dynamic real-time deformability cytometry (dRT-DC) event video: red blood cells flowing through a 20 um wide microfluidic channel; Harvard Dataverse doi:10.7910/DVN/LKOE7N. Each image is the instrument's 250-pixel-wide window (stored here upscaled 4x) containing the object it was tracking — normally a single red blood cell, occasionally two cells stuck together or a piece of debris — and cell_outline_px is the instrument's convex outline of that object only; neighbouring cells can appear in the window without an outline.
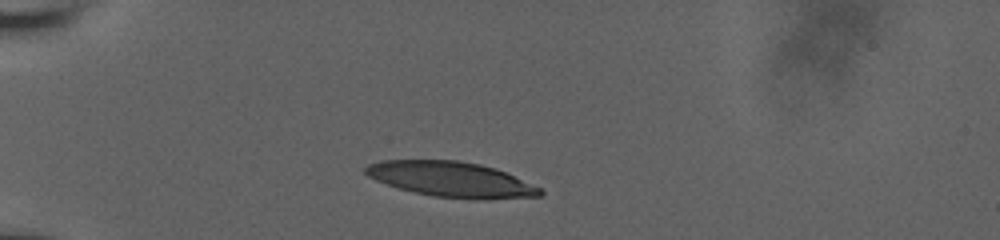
{"species": "human", "species_latin": "Homo sapiens", "temperature_condition": "room temperature", "stored_images_in_passage": 35, "camera_frame_rate_fps": 3000, "um_per_image_px": 0.085, "donor": {"sex": "male"}, "frame": {"image": 1, "passage_image": 1, "time_ms": 0.0, "image_size_px": [1000, 240], "cell_outline_px": [[544, 192], [540, 196], [488, 200], [484, 200], [432, 196], [400, 188], [376, 180], [368, 176], [364, 172], [364, 168], [368, 164], [380, 160], [456, 160], [480, 164], [496, 168], [540, 188]], "centroid_in_image_um": [38.36, 15.24], "position_along_channel_um": 46.6, "area_um2": 35.72}}
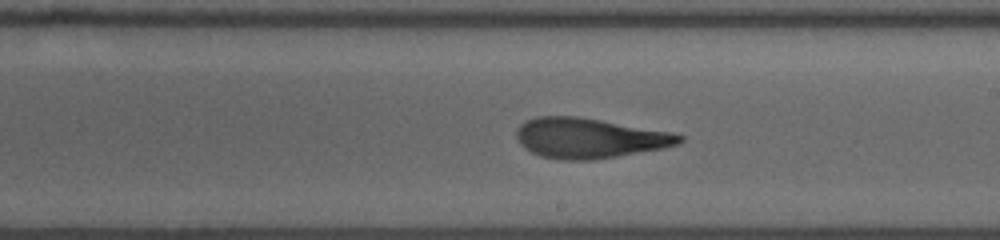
{"frame": {"image": 2, "passage_image": 19, "time_ms": 6.0, "image_size_px": [1000, 240], "cell_outline_px": [[684, 140], [680, 144], [664, 148], [592, 160], [560, 160], [540, 156], [524, 148], [520, 144], [516, 136], [516, 132], [520, 124], [536, 116], [576, 116], [672, 132], [684, 136]], "centroid_in_image_um": [50.09, 11.74], "position_along_channel_um": 238.9, "area_um2": 38.03}}
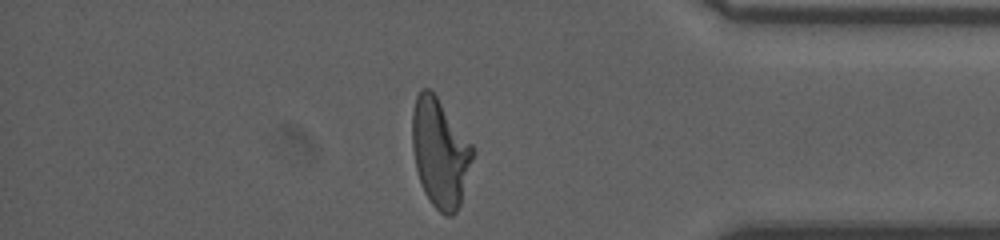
{"frame": {"image": 3, "passage_image": 33, "time_ms": 10.667, "image_size_px": [1000, 240], "cell_outline_px": [[476, 152], [460, 204], [456, 212], [452, 216], [444, 216], [432, 204], [424, 192], [416, 168], [412, 148], [412, 112], [416, 96], [420, 88], [428, 88], [436, 96], [476, 148]], "centroid_in_image_um": [37.42, 12.99], "position_along_channel_um": 397.8, "area_um2": 38.55}, "authors_computed_cell_mechanics": {"area_um2": 38.0324, "velocity_mm_per_s": 3.8343, "shape_relaxation_time_tau1_ms": 7.1394, "shape_relaxation_time_tau2_ms": 1.9097, "deformation_change_tau1": 0.2766, "deformation_change_tau2": 0.1156}}